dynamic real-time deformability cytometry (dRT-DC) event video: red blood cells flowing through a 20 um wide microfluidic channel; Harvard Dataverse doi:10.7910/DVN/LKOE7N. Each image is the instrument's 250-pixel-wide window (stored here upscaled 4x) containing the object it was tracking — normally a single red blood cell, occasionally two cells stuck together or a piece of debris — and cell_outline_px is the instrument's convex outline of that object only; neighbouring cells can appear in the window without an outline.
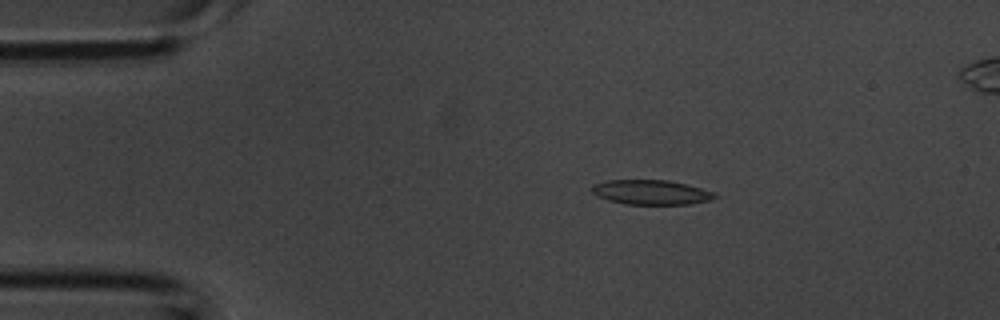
{"species": "common noctule bat (a hibernating species)", "species_latin": "Nyctalus noctula", "temperature_condition": "room temperature", "stored_images_in_passage": 38, "segment_of_instrument_passage": [1, 2], "camera_frame_rate_fps": 3000, "um_per_image_px": 0.085, "animal": {"sex": "male", "body_mass_g": 20.1, "forearm_length_mm": 53.5}, "frame": {"image": 1, "passage_image": 2, "time_ms": 0.333, "image_size_px": [1000, 320], "cell_outline_px": [[720, 196], [712, 200], [688, 204], [624, 204], [608, 200], [596, 196], [588, 188], [592, 184], [608, 180], [668, 180], [688, 184], [716, 192]], "centroid_in_image_um": [55.35, 16.34], "position_along_channel_um": 29.6, "area_um2": 18.03}}
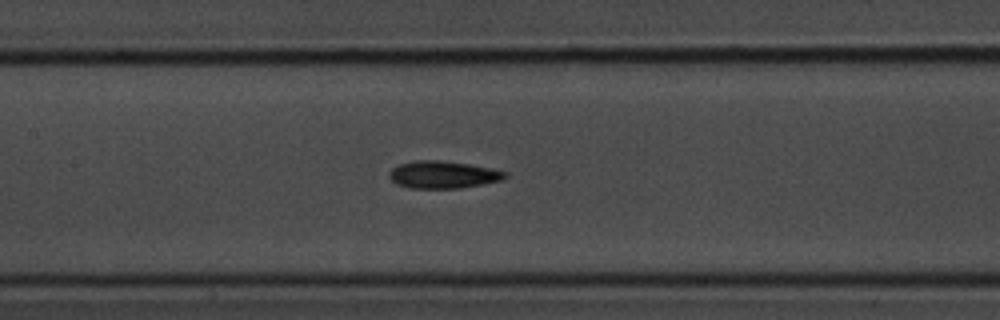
{"frame": {"image": 2, "passage_image": 14, "time_ms": 4.333, "image_size_px": [1000, 320], "cell_outline_px": [[508, 176], [500, 180], [460, 188], [408, 188], [396, 184], [388, 176], [388, 172], [392, 168], [400, 164], [416, 160], [440, 160], [468, 164], [508, 172]], "centroid_in_image_um": [37.61, 14.84], "position_along_channel_um": 169.8, "area_um2": 18.32}}
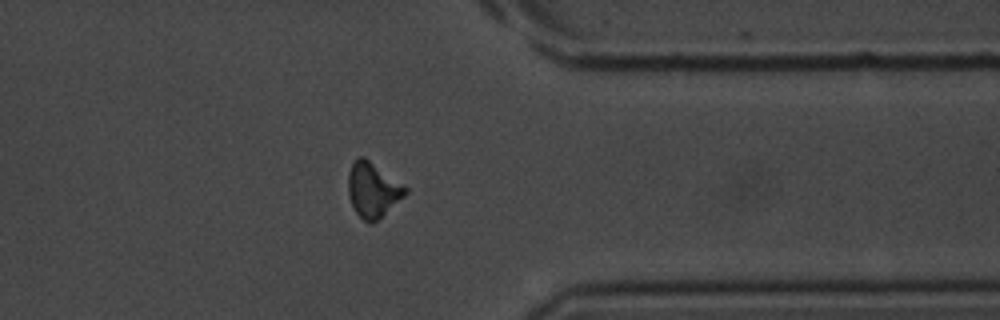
{"frame": {"image": 3, "passage_image": 28, "time_ms": 9.0, "image_size_px": [1000, 320], "cell_outline_px": [[408, 192], [404, 196], [372, 224], [368, 224], [356, 212], [348, 196], [348, 172], [352, 164], [360, 156], [364, 156], [404, 184], [408, 188]], "centroid_in_image_um": [31.69, 16.12], "position_along_channel_um": 379.7, "area_um2": 18.21}}